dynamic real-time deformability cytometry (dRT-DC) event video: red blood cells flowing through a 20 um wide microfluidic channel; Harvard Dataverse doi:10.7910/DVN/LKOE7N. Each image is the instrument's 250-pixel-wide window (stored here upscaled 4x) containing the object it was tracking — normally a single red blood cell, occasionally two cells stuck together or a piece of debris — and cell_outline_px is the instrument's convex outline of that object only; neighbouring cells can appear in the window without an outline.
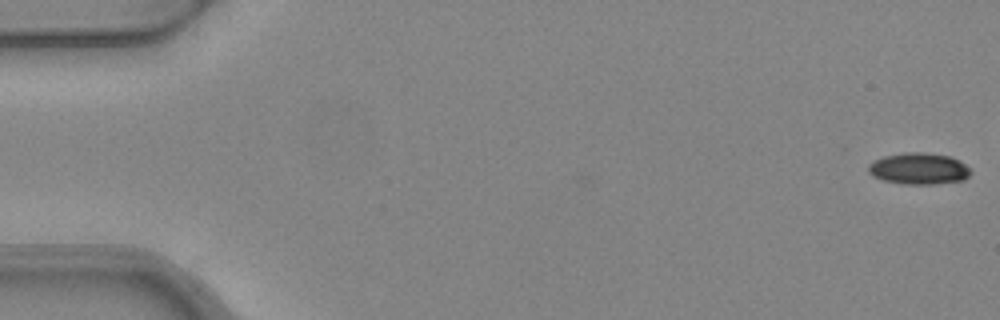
{"species": "common noctule bat (a hibernating species)", "species_latin": "Nyctalus noctula", "temperature_condition": "warm", "stored_images_in_passage": 6, "camera_frame_rate_fps": 3000, "um_per_image_px": 0.085, "animal": {"sex": "female", "body_mass_g": 24.6, "forearm_length_mm": 56.2}, "frame": {"image": 1, "passage_image": 1, "time_ms": 0.0, "image_size_px": [1000, 320], "cell_outline_px": [[972, 172], [964, 180], [932, 184], [904, 184], [884, 180], [872, 176], [868, 172], [868, 164], [872, 160], [884, 156], [904, 152], [924, 152], [948, 156], [964, 164]], "centroid_in_image_um": [78.05, 14.33], "position_along_channel_um": 7.0, "area_um2": 18.73}}